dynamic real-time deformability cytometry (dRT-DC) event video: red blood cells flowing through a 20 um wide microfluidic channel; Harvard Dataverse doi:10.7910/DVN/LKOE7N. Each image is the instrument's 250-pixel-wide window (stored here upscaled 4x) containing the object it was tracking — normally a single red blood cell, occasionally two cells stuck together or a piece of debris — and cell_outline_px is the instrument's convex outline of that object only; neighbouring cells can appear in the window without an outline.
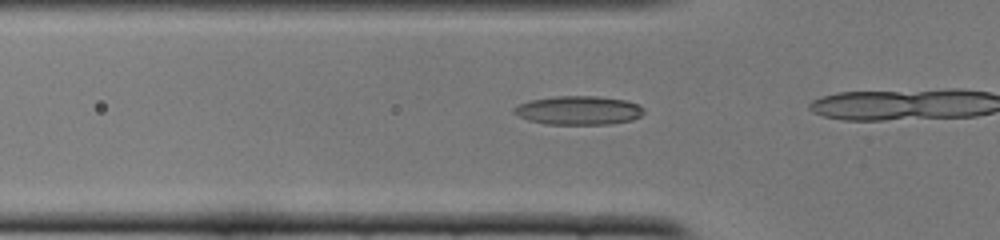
{"species": "common noctule bat (a hibernating species)", "species_latin": "Nyctalus noctula", "temperature_condition": "cold", "stored_images_in_passage": 15, "camera_frame_rate_fps": 3000, "um_per_image_px": 0.085, "animal": {"sex": "female", "body_mass_g": 22.0, "forearm_length_mm": 56.7}, "frame": {"image": 1, "passage_image": 13, "time_ms": 4.0, "image_size_px": [1000, 240], "cell_outline_px": [[644, 112], [640, 116], [632, 120], [608, 124], [544, 124], [528, 120], [512, 112], [512, 108], [516, 104], [532, 100], [556, 96], [596, 96], [624, 100], [640, 104], [644, 108]], "centroid_in_image_um": [49.16, 9.38], "position_along_channel_um": 76.6, "area_um2": 21.85}}